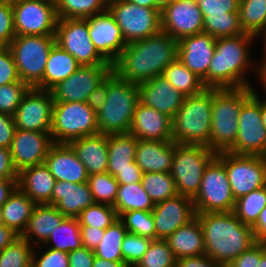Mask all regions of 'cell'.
Returning <instances> with one entry per match:
<instances>
[{"label": "cell", "instance_id": "cell-35", "mask_svg": "<svg viewBox=\"0 0 266 267\" xmlns=\"http://www.w3.org/2000/svg\"><path fill=\"white\" fill-rule=\"evenodd\" d=\"M48 247L69 253L70 251L83 247L80 225L77 218L65 217L59 226L51 233L44 245L40 248Z\"/></svg>", "mask_w": 266, "mask_h": 267}, {"label": "cell", "instance_id": "cell-65", "mask_svg": "<svg viewBox=\"0 0 266 267\" xmlns=\"http://www.w3.org/2000/svg\"><path fill=\"white\" fill-rule=\"evenodd\" d=\"M19 237L20 235L16 233L12 228L6 225H1L0 226V252L8 245H11Z\"/></svg>", "mask_w": 266, "mask_h": 267}, {"label": "cell", "instance_id": "cell-15", "mask_svg": "<svg viewBox=\"0 0 266 267\" xmlns=\"http://www.w3.org/2000/svg\"><path fill=\"white\" fill-rule=\"evenodd\" d=\"M55 42L81 66L112 65L95 49L89 36L87 19H58Z\"/></svg>", "mask_w": 266, "mask_h": 267}, {"label": "cell", "instance_id": "cell-7", "mask_svg": "<svg viewBox=\"0 0 266 267\" xmlns=\"http://www.w3.org/2000/svg\"><path fill=\"white\" fill-rule=\"evenodd\" d=\"M55 36L20 35L10 42L19 78L31 88L43 90V76Z\"/></svg>", "mask_w": 266, "mask_h": 267}, {"label": "cell", "instance_id": "cell-54", "mask_svg": "<svg viewBox=\"0 0 266 267\" xmlns=\"http://www.w3.org/2000/svg\"><path fill=\"white\" fill-rule=\"evenodd\" d=\"M20 81L9 47H0V86Z\"/></svg>", "mask_w": 266, "mask_h": 267}, {"label": "cell", "instance_id": "cell-13", "mask_svg": "<svg viewBox=\"0 0 266 267\" xmlns=\"http://www.w3.org/2000/svg\"><path fill=\"white\" fill-rule=\"evenodd\" d=\"M258 95L254 89L252 95L242 104L236 141L228 152L266 155V128L261 121V96Z\"/></svg>", "mask_w": 266, "mask_h": 267}, {"label": "cell", "instance_id": "cell-47", "mask_svg": "<svg viewBox=\"0 0 266 267\" xmlns=\"http://www.w3.org/2000/svg\"><path fill=\"white\" fill-rule=\"evenodd\" d=\"M176 261L168 242L152 240L147 251L135 267H176Z\"/></svg>", "mask_w": 266, "mask_h": 267}, {"label": "cell", "instance_id": "cell-57", "mask_svg": "<svg viewBox=\"0 0 266 267\" xmlns=\"http://www.w3.org/2000/svg\"><path fill=\"white\" fill-rule=\"evenodd\" d=\"M69 267H92L95 254L86 247L70 251L68 253Z\"/></svg>", "mask_w": 266, "mask_h": 267}, {"label": "cell", "instance_id": "cell-49", "mask_svg": "<svg viewBox=\"0 0 266 267\" xmlns=\"http://www.w3.org/2000/svg\"><path fill=\"white\" fill-rule=\"evenodd\" d=\"M30 88L21 80L0 86V113L13 116Z\"/></svg>", "mask_w": 266, "mask_h": 267}, {"label": "cell", "instance_id": "cell-17", "mask_svg": "<svg viewBox=\"0 0 266 267\" xmlns=\"http://www.w3.org/2000/svg\"><path fill=\"white\" fill-rule=\"evenodd\" d=\"M53 105L50 90L30 88L13 115L16 129L50 132Z\"/></svg>", "mask_w": 266, "mask_h": 267}, {"label": "cell", "instance_id": "cell-18", "mask_svg": "<svg viewBox=\"0 0 266 267\" xmlns=\"http://www.w3.org/2000/svg\"><path fill=\"white\" fill-rule=\"evenodd\" d=\"M203 15L198 3L192 0H174L161 10L162 32L176 41L203 32Z\"/></svg>", "mask_w": 266, "mask_h": 267}, {"label": "cell", "instance_id": "cell-45", "mask_svg": "<svg viewBox=\"0 0 266 267\" xmlns=\"http://www.w3.org/2000/svg\"><path fill=\"white\" fill-rule=\"evenodd\" d=\"M34 247L21 236L0 252V267H31Z\"/></svg>", "mask_w": 266, "mask_h": 267}, {"label": "cell", "instance_id": "cell-1", "mask_svg": "<svg viewBox=\"0 0 266 267\" xmlns=\"http://www.w3.org/2000/svg\"><path fill=\"white\" fill-rule=\"evenodd\" d=\"M177 49V41L161 31L127 44L112 64V70L120 78L139 84L161 75L177 59Z\"/></svg>", "mask_w": 266, "mask_h": 267}, {"label": "cell", "instance_id": "cell-4", "mask_svg": "<svg viewBox=\"0 0 266 267\" xmlns=\"http://www.w3.org/2000/svg\"><path fill=\"white\" fill-rule=\"evenodd\" d=\"M139 101L138 84L120 78L112 70L107 76L106 100L96 111L99 133H129Z\"/></svg>", "mask_w": 266, "mask_h": 267}, {"label": "cell", "instance_id": "cell-60", "mask_svg": "<svg viewBox=\"0 0 266 267\" xmlns=\"http://www.w3.org/2000/svg\"><path fill=\"white\" fill-rule=\"evenodd\" d=\"M176 267H223L205 254L177 259Z\"/></svg>", "mask_w": 266, "mask_h": 267}, {"label": "cell", "instance_id": "cell-36", "mask_svg": "<svg viewBox=\"0 0 266 267\" xmlns=\"http://www.w3.org/2000/svg\"><path fill=\"white\" fill-rule=\"evenodd\" d=\"M154 203L144 190L141 182L119 184L114 208L117 216L130 210L152 211Z\"/></svg>", "mask_w": 266, "mask_h": 267}, {"label": "cell", "instance_id": "cell-3", "mask_svg": "<svg viewBox=\"0 0 266 267\" xmlns=\"http://www.w3.org/2000/svg\"><path fill=\"white\" fill-rule=\"evenodd\" d=\"M201 224L205 255L226 267L256 244L252 227L231 212L196 213Z\"/></svg>", "mask_w": 266, "mask_h": 267}, {"label": "cell", "instance_id": "cell-63", "mask_svg": "<svg viewBox=\"0 0 266 267\" xmlns=\"http://www.w3.org/2000/svg\"><path fill=\"white\" fill-rule=\"evenodd\" d=\"M252 229L256 242L266 243V206L261 210L259 218Z\"/></svg>", "mask_w": 266, "mask_h": 267}, {"label": "cell", "instance_id": "cell-73", "mask_svg": "<svg viewBox=\"0 0 266 267\" xmlns=\"http://www.w3.org/2000/svg\"><path fill=\"white\" fill-rule=\"evenodd\" d=\"M1 225H4V220H3L2 210H1V207H0V226Z\"/></svg>", "mask_w": 266, "mask_h": 267}, {"label": "cell", "instance_id": "cell-41", "mask_svg": "<svg viewBox=\"0 0 266 267\" xmlns=\"http://www.w3.org/2000/svg\"><path fill=\"white\" fill-rule=\"evenodd\" d=\"M127 232L123 222L119 218L115 220L105 229L101 242L94 249L95 256L108 261H123L121 245Z\"/></svg>", "mask_w": 266, "mask_h": 267}, {"label": "cell", "instance_id": "cell-2", "mask_svg": "<svg viewBox=\"0 0 266 267\" xmlns=\"http://www.w3.org/2000/svg\"><path fill=\"white\" fill-rule=\"evenodd\" d=\"M255 39L257 40L256 36L248 33L216 38L215 53L208 74L202 80L203 85L206 88L219 89L253 87L246 73L252 71L256 79L260 78L255 65L257 62H253L254 56L250 52Z\"/></svg>", "mask_w": 266, "mask_h": 267}, {"label": "cell", "instance_id": "cell-40", "mask_svg": "<svg viewBox=\"0 0 266 267\" xmlns=\"http://www.w3.org/2000/svg\"><path fill=\"white\" fill-rule=\"evenodd\" d=\"M141 184L154 204L178 195L176 183L170 172L143 173Z\"/></svg>", "mask_w": 266, "mask_h": 267}, {"label": "cell", "instance_id": "cell-16", "mask_svg": "<svg viewBox=\"0 0 266 267\" xmlns=\"http://www.w3.org/2000/svg\"><path fill=\"white\" fill-rule=\"evenodd\" d=\"M112 71V65L80 66L50 89L54 102H86L89 94Z\"/></svg>", "mask_w": 266, "mask_h": 267}, {"label": "cell", "instance_id": "cell-19", "mask_svg": "<svg viewBox=\"0 0 266 267\" xmlns=\"http://www.w3.org/2000/svg\"><path fill=\"white\" fill-rule=\"evenodd\" d=\"M86 19L95 49L107 62L113 64L127 45L114 16L107 9Z\"/></svg>", "mask_w": 266, "mask_h": 267}, {"label": "cell", "instance_id": "cell-42", "mask_svg": "<svg viewBox=\"0 0 266 267\" xmlns=\"http://www.w3.org/2000/svg\"><path fill=\"white\" fill-rule=\"evenodd\" d=\"M266 206V186L251 191L235 201L233 212L245 225L253 227Z\"/></svg>", "mask_w": 266, "mask_h": 267}, {"label": "cell", "instance_id": "cell-27", "mask_svg": "<svg viewBox=\"0 0 266 267\" xmlns=\"http://www.w3.org/2000/svg\"><path fill=\"white\" fill-rule=\"evenodd\" d=\"M84 164L87 174L106 173L108 169L107 134L98 133L68 143Z\"/></svg>", "mask_w": 266, "mask_h": 267}, {"label": "cell", "instance_id": "cell-25", "mask_svg": "<svg viewBox=\"0 0 266 267\" xmlns=\"http://www.w3.org/2000/svg\"><path fill=\"white\" fill-rule=\"evenodd\" d=\"M46 166L56 181L87 183L88 174L84 164L68 143H54L45 158Z\"/></svg>", "mask_w": 266, "mask_h": 267}, {"label": "cell", "instance_id": "cell-31", "mask_svg": "<svg viewBox=\"0 0 266 267\" xmlns=\"http://www.w3.org/2000/svg\"><path fill=\"white\" fill-rule=\"evenodd\" d=\"M165 240L176 259L205 254L203 230L197 216Z\"/></svg>", "mask_w": 266, "mask_h": 267}, {"label": "cell", "instance_id": "cell-11", "mask_svg": "<svg viewBox=\"0 0 266 267\" xmlns=\"http://www.w3.org/2000/svg\"><path fill=\"white\" fill-rule=\"evenodd\" d=\"M235 201L226 168L215 157L206 167L199 191L193 199L195 213L231 212Z\"/></svg>", "mask_w": 266, "mask_h": 267}, {"label": "cell", "instance_id": "cell-23", "mask_svg": "<svg viewBox=\"0 0 266 267\" xmlns=\"http://www.w3.org/2000/svg\"><path fill=\"white\" fill-rule=\"evenodd\" d=\"M140 101L173 119L182 106L184 96L161 75L138 84Z\"/></svg>", "mask_w": 266, "mask_h": 267}, {"label": "cell", "instance_id": "cell-32", "mask_svg": "<svg viewBox=\"0 0 266 267\" xmlns=\"http://www.w3.org/2000/svg\"><path fill=\"white\" fill-rule=\"evenodd\" d=\"M138 139L130 133L107 134L108 169L115 177L135 161Z\"/></svg>", "mask_w": 266, "mask_h": 267}, {"label": "cell", "instance_id": "cell-74", "mask_svg": "<svg viewBox=\"0 0 266 267\" xmlns=\"http://www.w3.org/2000/svg\"><path fill=\"white\" fill-rule=\"evenodd\" d=\"M11 4L21 0H8Z\"/></svg>", "mask_w": 266, "mask_h": 267}, {"label": "cell", "instance_id": "cell-8", "mask_svg": "<svg viewBox=\"0 0 266 267\" xmlns=\"http://www.w3.org/2000/svg\"><path fill=\"white\" fill-rule=\"evenodd\" d=\"M216 156L207 146L175 143L170 173L178 194L194 199L206 167Z\"/></svg>", "mask_w": 266, "mask_h": 267}, {"label": "cell", "instance_id": "cell-64", "mask_svg": "<svg viewBox=\"0 0 266 267\" xmlns=\"http://www.w3.org/2000/svg\"><path fill=\"white\" fill-rule=\"evenodd\" d=\"M17 188V179H0V207Z\"/></svg>", "mask_w": 266, "mask_h": 267}, {"label": "cell", "instance_id": "cell-26", "mask_svg": "<svg viewBox=\"0 0 266 267\" xmlns=\"http://www.w3.org/2000/svg\"><path fill=\"white\" fill-rule=\"evenodd\" d=\"M94 203L88 183L56 181L48 204L54 205L65 217L77 218Z\"/></svg>", "mask_w": 266, "mask_h": 267}, {"label": "cell", "instance_id": "cell-52", "mask_svg": "<svg viewBox=\"0 0 266 267\" xmlns=\"http://www.w3.org/2000/svg\"><path fill=\"white\" fill-rule=\"evenodd\" d=\"M204 16L239 15L240 0H198Z\"/></svg>", "mask_w": 266, "mask_h": 267}, {"label": "cell", "instance_id": "cell-67", "mask_svg": "<svg viewBox=\"0 0 266 267\" xmlns=\"http://www.w3.org/2000/svg\"><path fill=\"white\" fill-rule=\"evenodd\" d=\"M92 267H130L125 261H108L99 257L94 258Z\"/></svg>", "mask_w": 266, "mask_h": 267}, {"label": "cell", "instance_id": "cell-30", "mask_svg": "<svg viewBox=\"0 0 266 267\" xmlns=\"http://www.w3.org/2000/svg\"><path fill=\"white\" fill-rule=\"evenodd\" d=\"M64 218L65 216L54 205L36 204L21 237L33 247L44 245Z\"/></svg>", "mask_w": 266, "mask_h": 267}, {"label": "cell", "instance_id": "cell-61", "mask_svg": "<svg viewBox=\"0 0 266 267\" xmlns=\"http://www.w3.org/2000/svg\"><path fill=\"white\" fill-rule=\"evenodd\" d=\"M142 174L143 172L141 168L136 164L135 161H133L130 164V167L121 170L115 176V179L118 181L119 184H134L137 182H141Z\"/></svg>", "mask_w": 266, "mask_h": 267}, {"label": "cell", "instance_id": "cell-33", "mask_svg": "<svg viewBox=\"0 0 266 267\" xmlns=\"http://www.w3.org/2000/svg\"><path fill=\"white\" fill-rule=\"evenodd\" d=\"M36 203L18 187L1 207L4 225L20 236L25 231Z\"/></svg>", "mask_w": 266, "mask_h": 267}, {"label": "cell", "instance_id": "cell-71", "mask_svg": "<svg viewBox=\"0 0 266 267\" xmlns=\"http://www.w3.org/2000/svg\"><path fill=\"white\" fill-rule=\"evenodd\" d=\"M174 0H153V2L162 10L165 6L169 3L173 2Z\"/></svg>", "mask_w": 266, "mask_h": 267}, {"label": "cell", "instance_id": "cell-68", "mask_svg": "<svg viewBox=\"0 0 266 267\" xmlns=\"http://www.w3.org/2000/svg\"><path fill=\"white\" fill-rule=\"evenodd\" d=\"M130 3L139 5L141 7H148V8H159L153 0H127Z\"/></svg>", "mask_w": 266, "mask_h": 267}, {"label": "cell", "instance_id": "cell-29", "mask_svg": "<svg viewBox=\"0 0 266 267\" xmlns=\"http://www.w3.org/2000/svg\"><path fill=\"white\" fill-rule=\"evenodd\" d=\"M56 180L45 163L18 172L17 187L36 204H48Z\"/></svg>", "mask_w": 266, "mask_h": 267}, {"label": "cell", "instance_id": "cell-50", "mask_svg": "<svg viewBox=\"0 0 266 267\" xmlns=\"http://www.w3.org/2000/svg\"><path fill=\"white\" fill-rule=\"evenodd\" d=\"M152 239L127 232L121 245L122 259L135 267L147 251Z\"/></svg>", "mask_w": 266, "mask_h": 267}, {"label": "cell", "instance_id": "cell-51", "mask_svg": "<svg viewBox=\"0 0 266 267\" xmlns=\"http://www.w3.org/2000/svg\"><path fill=\"white\" fill-rule=\"evenodd\" d=\"M37 248L33 249L31 267H69L67 252L46 248L40 255Z\"/></svg>", "mask_w": 266, "mask_h": 267}, {"label": "cell", "instance_id": "cell-72", "mask_svg": "<svg viewBox=\"0 0 266 267\" xmlns=\"http://www.w3.org/2000/svg\"><path fill=\"white\" fill-rule=\"evenodd\" d=\"M257 81L259 82L260 86L262 87L263 90L266 92V73L264 75H262L259 79H257ZM266 94V93H265ZM266 97V96H265Z\"/></svg>", "mask_w": 266, "mask_h": 267}, {"label": "cell", "instance_id": "cell-22", "mask_svg": "<svg viewBox=\"0 0 266 267\" xmlns=\"http://www.w3.org/2000/svg\"><path fill=\"white\" fill-rule=\"evenodd\" d=\"M216 38L202 32L177 41V59L203 80L215 53Z\"/></svg>", "mask_w": 266, "mask_h": 267}, {"label": "cell", "instance_id": "cell-12", "mask_svg": "<svg viewBox=\"0 0 266 267\" xmlns=\"http://www.w3.org/2000/svg\"><path fill=\"white\" fill-rule=\"evenodd\" d=\"M225 166L235 200L266 186V157L219 152L216 156Z\"/></svg>", "mask_w": 266, "mask_h": 267}, {"label": "cell", "instance_id": "cell-56", "mask_svg": "<svg viewBox=\"0 0 266 267\" xmlns=\"http://www.w3.org/2000/svg\"><path fill=\"white\" fill-rule=\"evenodd\" d=\"M15 130L13 116L0 113V147L10 148Z\"/></svg>", "mask_w": 266, "mask_h": 267}, {"label": "cell", "instance_id": "cell-9", "mask_svg": "<svg viewBox=\"0 0 266 267\" xmlns=\"http://www.w3.org/2000/svg\"><path fill=\"white\" fill-rule=\"evenodd\" d=\"M98 133L96 111L86 102H54L50 131L54 143Z\"/></svg>", "mask_w": 266, "mask_h": 267}, {"label": "cell", "instance_id": "cell-6", "mask_svg": "<svg viewBox=\"0 0 266 267\" xmlns=\"http://www.w3.org/2000/svg\"><path fill=\"white\" fill-rule=\"evenodd\" d=\"M213 88L186 96L172 119V141L178 144L203 145L209 148Z\"/></svg>", "mask_w": 266, "mask_h": 267}, {"label": "cell", "instance_id": "cell-39", "mask_svg": "<svg viewBox=\"0 0 266 267\" xmlns=\"http://www.w3.org/2000/svg\"><path fill=\"white\" fill-rule=\"evenodd\" d=\"M239 19L244 33L257 37L266 30V0H240Z\"/></svg>", "mask_w": 266, "mask_h": 267}, {"label": "cell", "instance_id": "cell-20", "mask_svg": "<svg viewBox=\"0 0 266 267\" xmlns=\"http://www.w3.org/2000/svg\"><path fill=\"white\" fill-rule=\"evenodd\" d=\"M53 144L50 132L16 129L10 146L16 170L43 164Z\"/></svg>", "mask_w": 266, "mask_h": 267}, {"label": "cell", "instance_id": "cell-5", "mask_svg": "<svg viewBox=\"0 0 266 267\" xmlns=\"http://www.w3.org/2000/svg\"><path fill=\"white\" fill-rule=\"evenodd\" d=\"M254 89L255 87L213 88L209 149L215 153L226 152L235 144L242 104Z\"/></svg>", "mask_w": 266, "mask_h": 267}, {"label": "cell", "instance_id": "cell-38", "mask_svg": "<svg viewBox=\"0 0 266 267\" xmlns=\"http://www.w3.org/2000/svg\"><path fill=\"white\" fill-rule=\"evenodd\" d=\"M109 0H55L58 19H86L108 9Z\"/></svg>", "mask_w": 266, "mask_h": 267}, {"label": "cell", "instance_id": "cell-48", "mask_svg": "<svg viewBox=\"0 0 266 267\" xmlns=\"http://www.w3.org/2000/svg\"><path fill=\"white\" fill-rule=\"evenodd\" d=\"M118 218L113 206L100 203H94L87 207L77 217L80 226L100 229H106Z\"/></svg>", "mask_w": 266, "mask_h": 267}, {"label": "cell", "instance_id": "cell-24", "mask_svg": "<svg viewBox=\"0 0 266 267\" xmlns=\"http://www.w3.org/2000/svg\"><path fill=\"white\" fill-rule=\"evenodd\" d=\"M129 133L140 140H172V119L139 101Z\"/></svg>", "mask_w": 266, "mask_h": 267}, {"label": "cell", "instance_id": "cell-28", "mask_svg": "<svg viewBox=\"0 0 266 267\" xmlns=\"http://www.w3.org/2000/svg\"><path fill=\"white\" fill-rule=\"evenodd\" d=\"M175 143L168 141L140 140L136 147L135 162L143 173L171 172Z\"/></svg>", "mask_w": 266, "mask_h": 267}, {"label": "cell", "instance_id": "cell-37", "mask_svg": "<svg viewBox=\"0 0 266 267\" xmlns=\"http://www.w3.org/2000/svg\"><path fill=\"white\" fill-rule=\"evenodd\" d=\"M161 76L184 96L197 95L206 88L202 80L178 59L169 64Z\"/></svg>", "mask_w": 266, "mask_h": 267}, {"label": "cell", "instance_id": "cell-66", "mask_svg": "<svg viewBox=\"0 0 266 267\" xmlns=\"http://www.w3.org/2000/svg\"><path fill=\"white\" fill-rule=\"evenodd\" d=\"M261 35V36H260ZM258 37H263L262 38V44H263V50H262V52H263V55H260L262 58H260L261 60H260V62L258 63V61H257V63H256V65H257V69H258V73H259V77H261L262 75H264L265 73H266V30L264 31V32H262L261 34H259L258 36H257V38Z\"/></svg>", "mask_w": 266, "mask_h": 267}, {"label": "cell", "instance_id": "cell-14", "mask_svg": "<svg viewBox=\"0 0 266 267\" xmlns=\"http://www.w3.org/2000/svg\"><path fill=\"white\" fill-rule=\"evenodd\" d=\"M16 36H55L58 16L55 0H21L12 3Z\"/></svg>", "mask_w": 266, "mask_h": 267}, {"label": "cell", "instance_id": "cell-44", "mask_svg": "<svg viewBox=\"0 0 266 267\" xmlns=\"http://www.w3.org/2000/svg\"><path fill=\"white\" fill-rule=\"evenodd\" d=\"M203 32L214 38L233 37L244 34L239 15L204 16Z\"/></svg>", "mask_w": 266, "mask_h": 267}, {"label": "cell", "instance_id": "cell-70", "mask_svg": "<svg viewBox=\"0 0 266 267\" xmlns=\"http://www.w3.org/2000/svg\"><path fill=\"white\" fill-rule=\"evenodd\" d=\"M261 121L266 128V98L261 99Z\"/></svg>", "mask_w": 266, "mask_h": 267}, {"label": "cell", "instance_id": "cell-21", "mask_svg": "<svg viewBox=\"0 0 266 267\" xmlns=\"http://www.w3.org/2000/svg\"><path fill=\"white\" fill-rule=\"evenodd\" d=\"M157 239H167L195 216L193 199L180 194L154 205L152 209Z\"/></svg>", "mask_w": 266, "mask_h": 267}, {"label": "cell", "instance_id": "cell-46", "mask_svg": "<svg viewBox=\"0 0 266 267\" xmlns=\"http://www.w3.org/2000/svg\"><path fill=\"white\" fill-rule=\"evenodd\" d=\"M129 233L156 240L152 211L130 210L119 216Z\"/></svg>", "mask_w": 266, "mask_h": 267}, {"label": "cell", "instance_id": "cell-69", "mask_svg": "<svg viewBox=\"0 0 266 267\" xmlns=\"http://www.w3.org/2000/svg\"><path fill=\"white\" fill-rule=\"evenodd\" d=\"M257 267H266V243H261V259Z\"/></svg>", "mask_w": 266, "mask_h": 267}, {"label": "cell", "instance_id": "cell-59", "mask_svg": "<svg viewBox=\"0 0 266 267\" xmlns=\"http://www.w3.org/2000/svg\"><path fill=\"white\" fill-rule=\"evenodd\" d=\"M83 247L93 250L101 242L105 229L90 226H80Z\"/></svg>", "mask_w": 266, "mask_h": 267}, {"label": "cell", "instance_id": "cell-55", "mask_svg": "<svg viewBox=\"0 0 266 267\" xmlns=\"http://www.w3.org/2000/svg\"><path fill=\"white\" fill-rule=\"evenodd\" d=\"M261 259V242H257L250 249L241 253L226 267H257Z\"/></svg>", "mask_w": 266, "mask_h": 267}, {"label": "cell", "instance_id": "cell-58", "mask_svg": "<svg viewBox=\"0 0 266 267\" xmlns=\"http://www.w3.org/2000/svg\"><path fill=\"white\" fill-rule=\"evenodd\" d=\"M0 179H18L10 148L0 147Z\"/></svg>", "mask_w": 266, "mask_h": 267}, {"label": "cell", "instance_id": "cell-43", "mask_svg": "<svg viewBox=\"0 0 266 267\" xmlns=\"http://www.w3.org/2000/svg\"><path fill=\"white\" fill-rule=\"evenodd\" d=\"M95 203L114 206L119 183L108 172L92 174L87 181Z\"/></svg>", "mask_w": 266, "mask_h": 267}, {"label": "cell", "instance_id": "cell-34", "mask_svg": "<svg viewBox=\"0 0 266 267\" xmlns=\"http://www.w3.org/2000/svg\"><path fill=\"white\" fill-rule=\"evenodd\" d=\"M80 66L72 55L55 44L48 55L43 76V90H50L60 81L67 79Z\"/></svg>", "mask_w": 266, "mask_h": 267}, {"label": "cell", "instance_id": "cell-53", "mask_svg": "<svg viewBox=\"0 0 266 267\" xmlns=\"http://www.w3.org/2000/svg\"><path fill=\"white\" fill-rule=\"evenodd\" d=\"M15 36L12 4L0 0V47H9Z\"/></svg>", "mask_w": 266, "mask_h": 267}, {"label": "cell", "instance_id": "cell-62", "mask_svg": "<svg viewBox=\"0 0 266 267\" xmlns=\"http://www.w3.org/2000/svg\"><path fill=\"white\" fill-rule=\"evenodd\" d=\"M107 95V77L88 96L86 103L94 110L98 111L104 104Z\"/></svg>", "mask_w": 266, "mask_h": 267}, {"label": "cell", "instance_id": "cell-10", "mask_svg": "<svg viewBox=\"0 0 266 267\" xmlns=\"http://www.w3.org/2000/svg\"><path fill=\"white\" fill-rule=\"evenodd\" d=\"M108 10L120 27L126 44L162 31L160 8L141 7L127 0H109Z\"/></svg>", "mask_w": 266, "mask_h": 267}]
</instances>
